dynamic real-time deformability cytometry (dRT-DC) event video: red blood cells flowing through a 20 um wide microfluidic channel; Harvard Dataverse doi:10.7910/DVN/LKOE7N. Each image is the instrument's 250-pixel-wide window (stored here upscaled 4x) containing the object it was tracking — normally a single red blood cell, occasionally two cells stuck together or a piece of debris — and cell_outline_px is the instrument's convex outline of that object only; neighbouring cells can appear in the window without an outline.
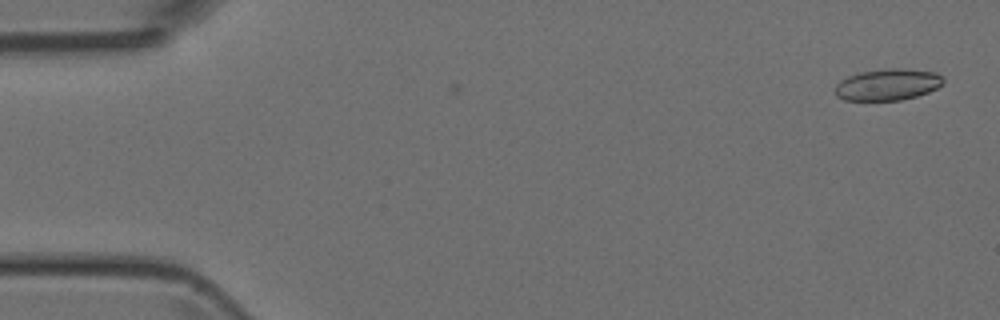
{"species": "Egyptian fruit bat (a non-hibernating species)", "species_latin": "Rousettus aegyptiacus", "temperature_condition": "room temperature", "stored_images_in_passage": 2, "camera_frame_rate_fps": 3000, "um_per_image_px": 0.085, "animal": {"sex": "female"}, "frame": {"image": 1, "passage_image": 2, "time_ms": 1.333, "image_size_px": [1000, 320], "cell_outline_px": [[944, 84], [928, 92], [916, 96], [900, 100], [844, 100], [836, 96], [836, 84], [840, 80], [848, 76], [860, 72], [884, 68], [900, 68], [936, 72], [944, 76]], "centroid_in_image_um": [75.47, 7.18], "position_along_channel_um": 9.5, "area_um2": 20.0}}